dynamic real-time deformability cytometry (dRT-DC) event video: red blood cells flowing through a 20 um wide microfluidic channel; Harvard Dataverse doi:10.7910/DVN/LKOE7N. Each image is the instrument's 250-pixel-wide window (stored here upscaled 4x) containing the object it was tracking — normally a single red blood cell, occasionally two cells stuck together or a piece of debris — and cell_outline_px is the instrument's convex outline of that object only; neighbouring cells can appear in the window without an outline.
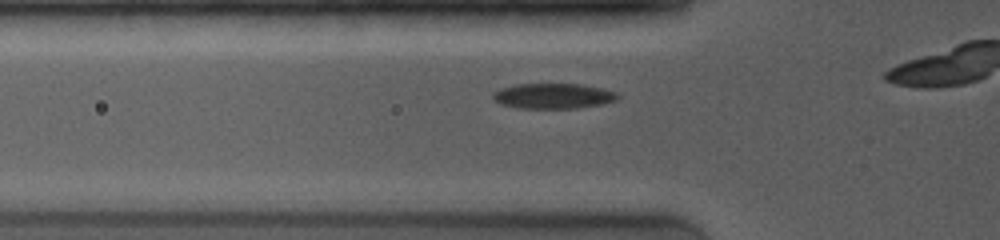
{"species": "common noctule bat (a hibernating species)", "species_latin": "Nyctalus noctula", "temperature_condition": "room temperature", "stored_images_in_passage": 6, "camera_frame_rate_fps": 4000, "um_per_image_px": 0.085, "animal": {"sex": "female", "body_mass_g": 19.0, "forearm_length_mm": 53.3}, "frame": {"image": 1, "passage_image": 4, "time_ms": 1.75, "image_size_px": [1000, 240], "cell_outline_px": [[620, 96], [616, 100], [600, 104], [576, 108], [516, 108], [500, 104], [492, 100], [492, 92], [500, 88], [516, 84], [580, 84], [600, 88], [616, 92]], "centroid_in_image_um": [46.95, 8.16], "position_along_channel_um": 78.8, "area_um2": 18.44}}